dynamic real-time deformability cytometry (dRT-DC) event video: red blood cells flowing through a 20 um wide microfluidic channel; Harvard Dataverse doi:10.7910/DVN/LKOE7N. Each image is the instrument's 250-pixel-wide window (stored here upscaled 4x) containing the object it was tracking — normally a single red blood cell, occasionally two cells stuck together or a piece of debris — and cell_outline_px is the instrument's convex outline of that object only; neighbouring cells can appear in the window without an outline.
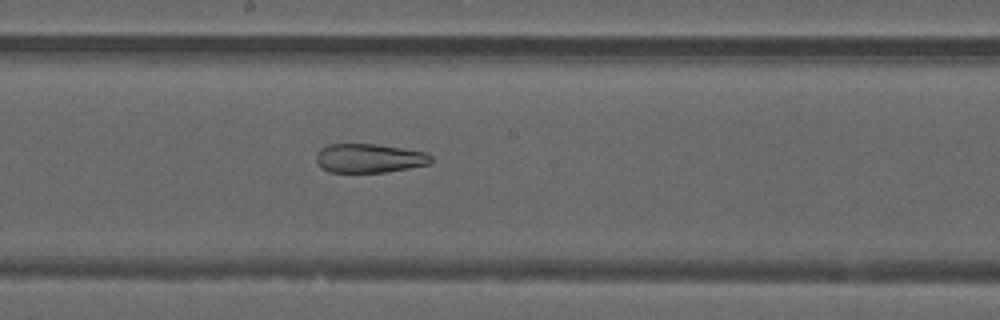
{"species": "common noctule bat (a hibernating species)", "species_latin": "Nyctalus noctula", "temperature_condition": "warm", "stored_images_in_passage": 31, "camera_frame_rate_fps": 3000, "um_per_image_px": 0.085, "animal": {"sex": "male", "forearm_length_mm": 52.5}, "frame": {"image": 1, "passage_image": 14, "time_ms": 4.333, "image_size_px": [1000, 320], "cell_outline_px": [[432, 164], [384, 172], [328, 172], [320, 168], [316, 160], [316, 156], [320, 148], [328, 144], [376, 144], [424, 152], [432, 156]], "centroid_in_image_um": [31.36, 13.45], "position_along_channel_um": 216.8, "area_um2": 19.42}}
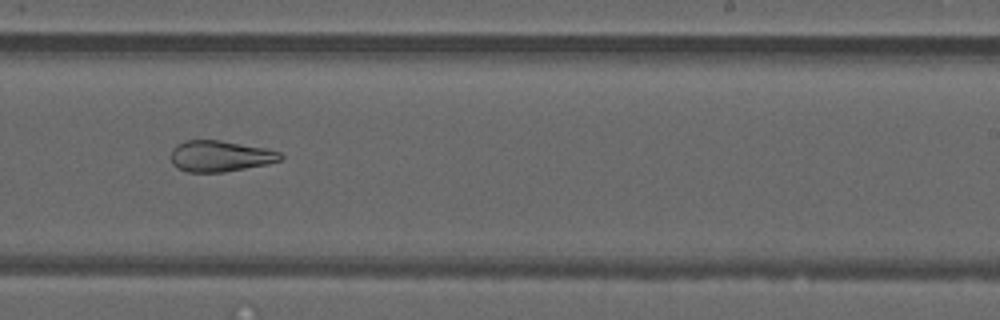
{"frame": {"image": 2, "passage_image": 18, "time_ms": 5.667, "image_size_px": [1000, 320], "cell_outline_px": [[284, 156], [280, 160], [268, 164], [224, 172], [188, 172], [176, 168], [172, 164], [172, 148], [176, 144], [184, 140], [220, 140], [264, 148], [280, 152]], "centroid_in_image_um": [18.69, 13.27], "position_along_channel_um": 270.3, "area_um2": 19.88}, "authors_computed_cell_mechanics": {"area_um2": 22.0218, "velocity_mm_per_s": 4.0213, "shape_relaxation_time_tau1_ms": null, "shape_relaxation_time_tau2_ms": 3.0206, "deformation_change_tau1": null, "deformation_change_tau2": 0.1288}}